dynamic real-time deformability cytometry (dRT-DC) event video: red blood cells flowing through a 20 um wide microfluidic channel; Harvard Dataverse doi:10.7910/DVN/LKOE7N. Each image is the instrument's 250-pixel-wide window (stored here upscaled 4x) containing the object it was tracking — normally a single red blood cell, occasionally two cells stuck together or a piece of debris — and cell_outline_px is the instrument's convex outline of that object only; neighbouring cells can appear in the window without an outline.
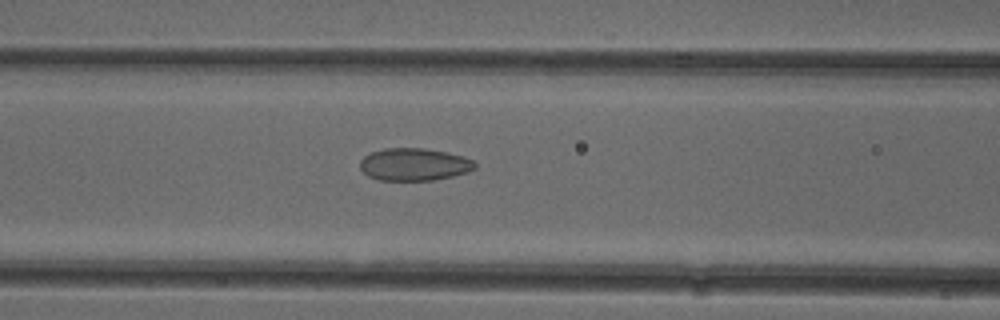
{"species": "common noctule bat (a hibernating species)", "species_latin": "Nyctalus noctula", "temperature_condition": "cold", "stored_images_in_passage": 51, "camera_frame_rate_fps": 3000, "um_per_image_px": 0.085, "animal": {"sex": "female"}, "frame": {"image": 1, "passage_image": 21, "time_ms": 6.667, "image_size_px": [1000, 320], "cell_outline_px": [[476, 168], [468, 172], [452, 176], [432, 180], [380, 180], [368, 176], [360, 168], [360, 160], [364, 156], [372, 152], [384, 148], [424, 148], [448, 152], [464, 156], [472, 160], [476, 164]], "centroid_in_image_um": [35.21, 13.97], "position_along_channel_um": 131.4, "area_um2": 21.79}}
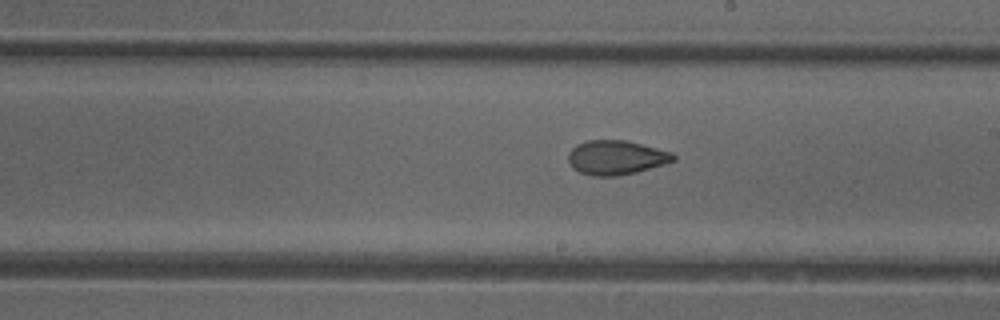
{"frame": {"image": 2, "passage_image": 29, "time_ms": 9.333, "image_size_px": [1000, 320], "cell_outline_px": [[676, 160], [664, 164], [636, 172], [616, 176], [592, 176], [580, 172], [572, 168], [568, 160], [568, 152], [576, 144], [588, 140], [624, 140], [672, 152], [676, 156]], "centroid_in_image_um": [52.34, 13.39], "position_along_channel_um": 236.7, "area_um2": 20.98}}
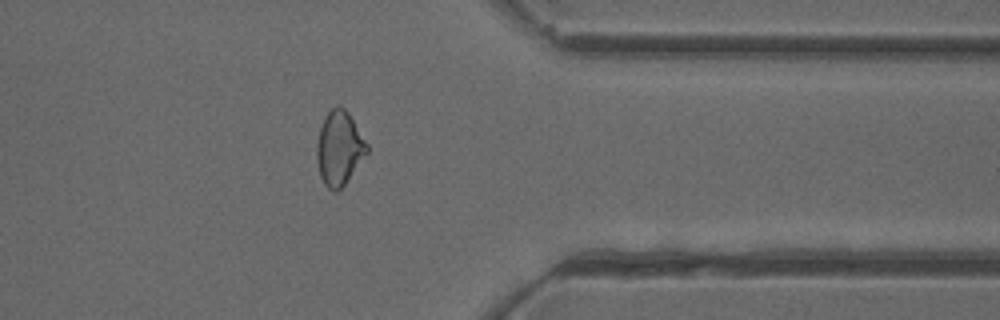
{"frame": {"image": 3, "passage_image": 41, "time_ms": 13.333, "image_size_px": [1000, 320], "cell_outline_px": [[368, 152], [344, 184], [336, 192], [332, 192], [324, 184], [320, 176], [316, 160], [316, 144], [320, 128], [324, 116], [336, 104], [340, 104], [348, 112], [368, 144]], "centroid_in_image_um": [28.81, 12.58], "position_along_channel_um": 382.6, "area_um2": 21.73}, "authors_computed_cell_mechanics": {"area_um2": 22.4842, "velocity_mm_per_s": 3.9467, "shape_relaxation_time_tau1_ms": null, "shape_relaxation_time_tau2_ms": 1.9363, "deformation_change_tau1": null, "deformation_change_tau2": 0.072}}